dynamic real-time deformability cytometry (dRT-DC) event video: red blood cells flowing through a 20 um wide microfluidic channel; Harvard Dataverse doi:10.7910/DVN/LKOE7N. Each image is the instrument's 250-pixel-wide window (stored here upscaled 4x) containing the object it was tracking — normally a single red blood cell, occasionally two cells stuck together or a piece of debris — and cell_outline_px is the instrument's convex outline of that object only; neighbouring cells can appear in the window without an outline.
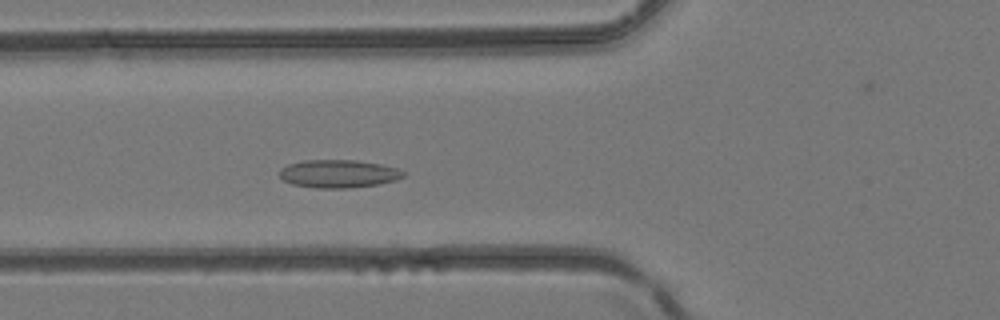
{"species": "common noctule bat (a hibernating species)", "species_latin": "Nyctalus noctula", "temperature_condition": "room temperature", "stored_images_in_passage": 26, "camera_frame_rate_fps": 3000, "um_per_image_px": 0.085, "animal": {"sex": "female", "body_mass_g": 24.6, "forearm_length_mm": 56.2}, "frame": {"image": 1, "passage_image": 7, "time_ms": 2.0, "image_size_px": [1000, 320], "cell_outline_px": [[404, 176], [396, 180], [376, 184], [348, 188], [316, 188], [292, 184], [284, 180], [280, 176], [280, 168], [288, 164], [304, 160], [356, 160], [380, 164], [396, 168], [404, 172]], "centroid_in_image_um": [28.74, 14.76], "position_along_channel_um": 97.1, "area_um2": 20.06}}
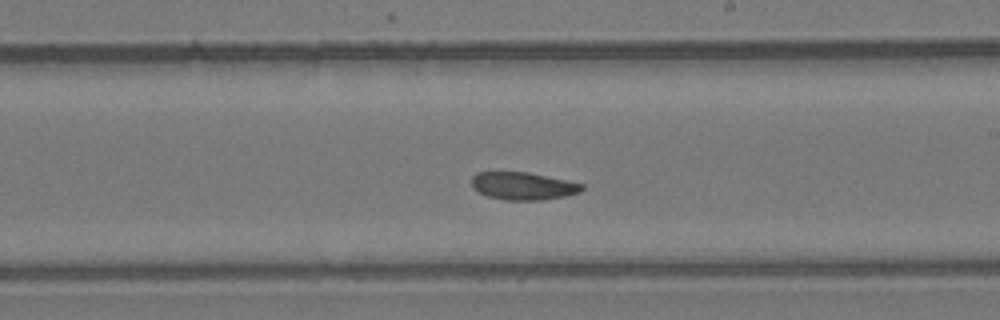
{"frame": {"image": 2, "passage_image": 16, "time_ms": 5.0, "image_size_px": [1000, 320], "cell_outline_px": [[584, 188], [580, 192], [564, 196], [540, 200], [504, 200], [488, 196], [472, 188], [472, 176], [476, 172], [528, 172], [584, 184]], "centroid_in_image_um": [44.45, 15.8], "position_along_channel_um": 244.6, "area_um2": 17.69}}
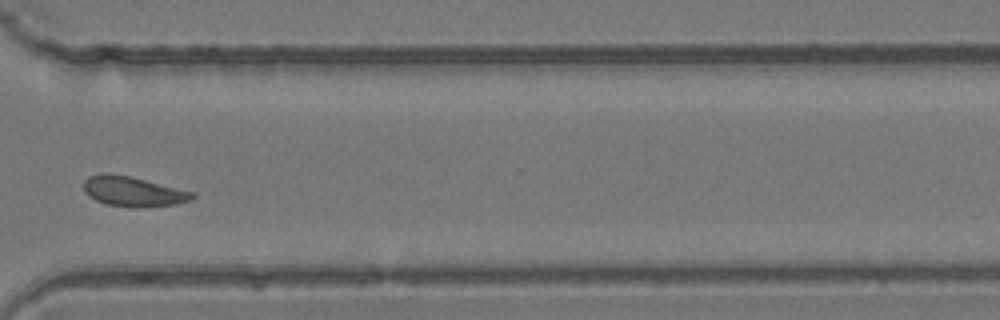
{"frame": {"image": 3, "passage_image": 23, "time_ms": 7.333, "image_size_px": [1000, 320], "cell_outline_px": [[196, 196], [192, 200], [176, 204], [136, 208], [132, 208], [104, 204], [88, 196], [84, 192], [84, 180], [88, 176], [128, 176], [196, 192]], "centroid_in_image_um": [11.38, 16.33], "position_along_channel_um": 359.2, "area_um2": 18.61}}